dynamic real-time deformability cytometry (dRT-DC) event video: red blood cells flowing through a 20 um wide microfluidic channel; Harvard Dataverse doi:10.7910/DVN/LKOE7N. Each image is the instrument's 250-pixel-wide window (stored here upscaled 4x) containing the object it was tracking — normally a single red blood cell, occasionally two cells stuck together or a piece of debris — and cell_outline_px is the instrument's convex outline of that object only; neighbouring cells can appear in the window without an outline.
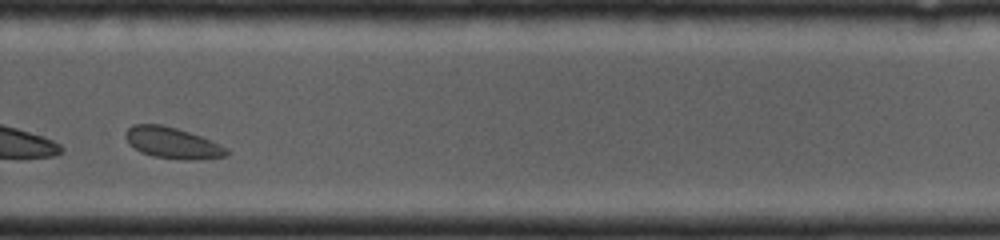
{"species": "common noctule bat (a hibernating species)", "species_latin": "Nyctalus noctula", "temperature_condition": "cold", "stored_images_in_passage": 26, "camera_frame_rate_fps": 4000, "um_per_image_px": 0.085, "animal": {"sex": "female", "body_mass_g": 19.0, "forearm_length_mm": 53.3}, "frame": {"image": 1, "passage_image": 19, "time_ms": 4.5, "image_size_px": [1000, 240], "cell_outline_px": [[228, 156], [200, 160], [184, 160], [152, 156], [140, 152], [128, 144], [124, 136], [124, 132], [132, 124], [160, 124], [176, 128], [200, 136], [220, 144], [228, 148]], "centroid_in_image_um": [14.64, 12.16], "position_along_channel_um": 315.2, "area_um2": 18.61}}
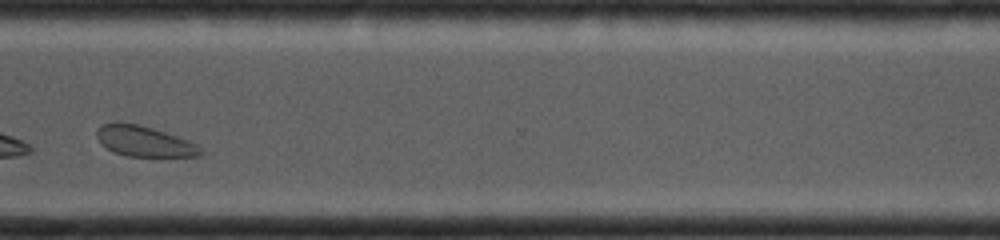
{"frame": {"image": 2, "passage_image": 22, "time_ms": 5.25, "image_size_px": [1000, 240], "cell_outline_px": [[204, 156], [128, 156], [116, 152], [100, 144], [96, 136], [96, 128], [100, 124], [116, 120], [120, 120], [140, 124], [188, 140], [196, 144], [204, 152]], "centroid_in_image_um": [12.2, 11.97], "position_along_channel_um": 358.4, "area_um2": 18.79}}